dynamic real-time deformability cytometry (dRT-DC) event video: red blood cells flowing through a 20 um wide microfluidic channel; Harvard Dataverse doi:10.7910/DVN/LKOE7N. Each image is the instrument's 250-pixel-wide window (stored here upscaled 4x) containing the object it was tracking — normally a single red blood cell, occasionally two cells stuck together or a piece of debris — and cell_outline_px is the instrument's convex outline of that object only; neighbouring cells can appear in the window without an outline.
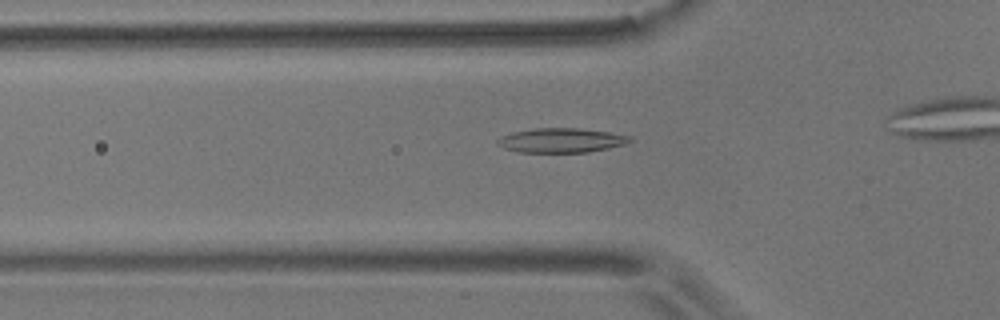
{"species": "common noctule bat (a hibernating species)", "species_latin": "Nyctalus noctula", "temperature_condition": "room temperature", "stored_images_in_passage": 41, "segment_of_instrument_passage": [1, 2], "camera_frame_rate_fps": 3000, "um_per_image_px": 0.085, "animal": {"sex": "male", "body_mass_g": 17.9}, "frame": {"image": 1, "passage_image": 14, "time_ms": 4.333, "image_size_px": [1000, 320], "cell_outline_px": [[632, 140], [624, 144], [608, 148], [588, 152], [520, 152], [504, 148], [496, 144], [496, 140], [500, 136], [512, 132], [536, 128], [580, 128], [608, 132], [632, 136]], "centroid_in_image_um": [47.68, 11.92], "position_along_channel_um": 78.1, "area_um2": 18.84}}
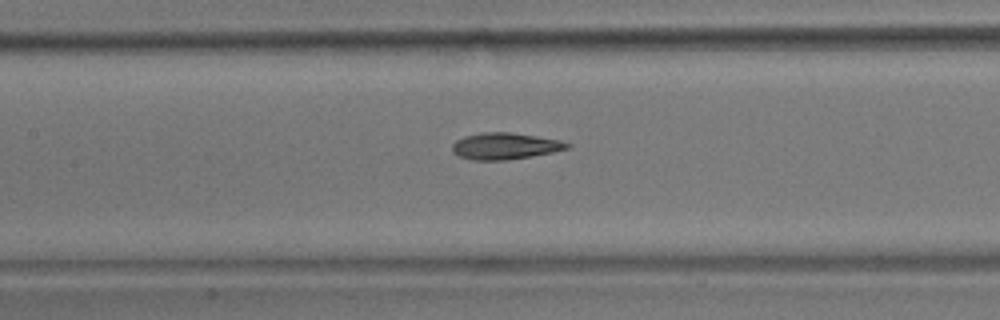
{"frame": {"image": 2, "passage_image": 21, "time_ms": 6.667, "image_size_px": [1000, 320], "cell_outline_px": [[572, 144], [568, 148], [552, 152], [532, 156], [504, 160], [472, 160], [460, 156], [452, 152], [452, 144], [456, 140], [464, 136], [480, 132], [508, 132], [536, 136], [560, 140]], "centroid_in_image_um": [42.9, 12.41], "position_along_channel_um": 164.5, "area_um2": 17.74}}
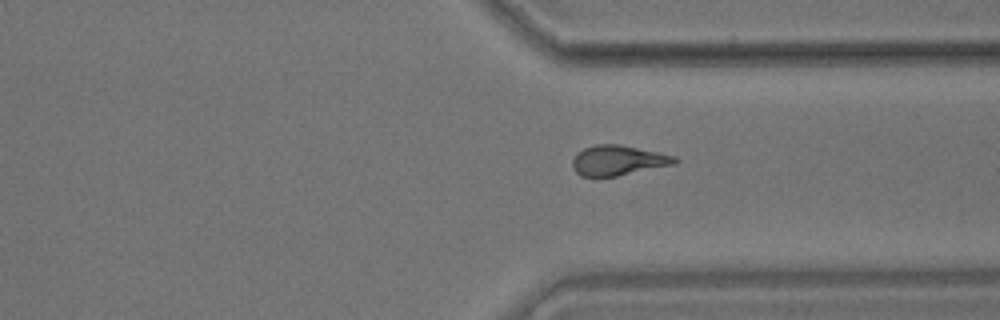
{"frame": {"image": 3, "passage_image": 37, "time_ms": 12.0, "image_size_px": [1000, 320], "cell_outline_px": [[680, 160], [676, 164], [596, 180], [580, 176], [576, 172], [572, 164], [572, 160], [576, 152], [584, 148], [596, 144], [620, 144], [676, 156]], "centroid_in_image_um": [52.5, 13.66], "position_along_channel_um": 358.9, "area_um2": 18.5}}